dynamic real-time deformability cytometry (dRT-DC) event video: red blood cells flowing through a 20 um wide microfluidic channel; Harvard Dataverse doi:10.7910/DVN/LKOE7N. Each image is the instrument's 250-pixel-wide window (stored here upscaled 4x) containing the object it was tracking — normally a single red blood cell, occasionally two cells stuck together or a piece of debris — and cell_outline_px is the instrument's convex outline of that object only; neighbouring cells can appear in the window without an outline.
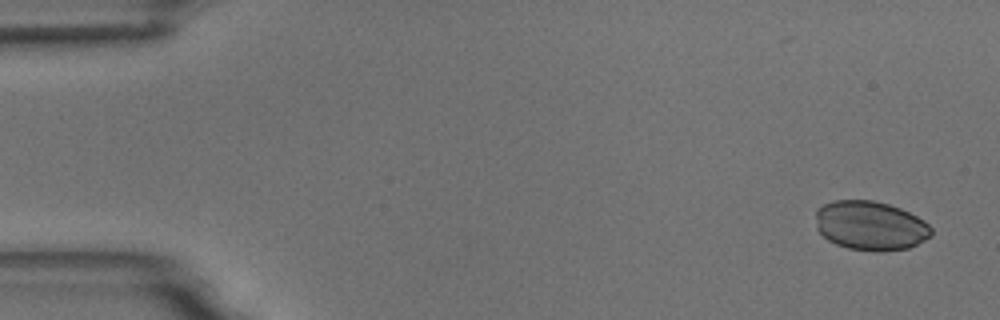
{"species": "common noctule bat (a hibernating species)", "species_latin": "Nyctalus noctula", "temperature_condition": "room temperature", "stored_images_in_passage": 5, "camera_frame_rate_fps": 3000, "um_per_image_px": 0.085, "animal": {"sex": "male", "body_mass_g": 18.8}, "frame": {"image": 1, "passage_image": 1, "time_ms": 0.0, "image_size_px": [1000, 320], "cell_outline_px": [[932, 236], [908, 248], [880, 252], [876, 252], [848, 248], [836, 244], [828, 240], [816, 228], [816, 208], [832, 200], [872, 200], [888, 204], [900, 208], [924, 220], [932, 228]], "centroid_in_image_um": [73.98, 19.18], "position_along_channel_um": 11.0, "area_um2": 33.35}}